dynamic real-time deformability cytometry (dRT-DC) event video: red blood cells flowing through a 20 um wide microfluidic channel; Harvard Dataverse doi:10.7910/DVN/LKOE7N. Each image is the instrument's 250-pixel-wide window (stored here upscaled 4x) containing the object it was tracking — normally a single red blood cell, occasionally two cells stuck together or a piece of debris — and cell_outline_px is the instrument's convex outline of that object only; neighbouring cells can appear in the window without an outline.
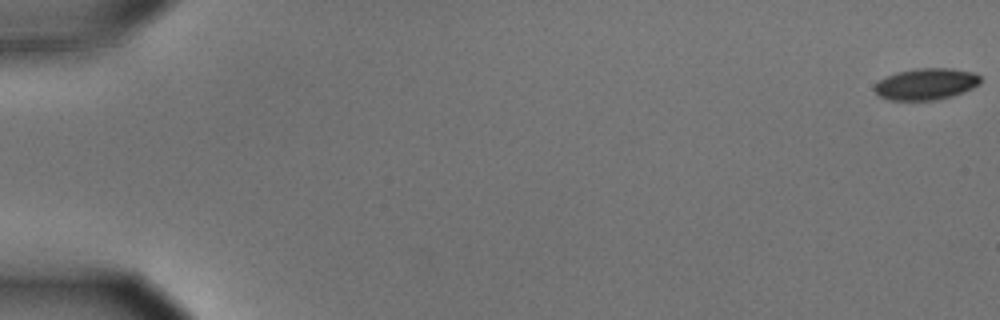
{"species": "common noctule bat (a hibernating species)", "species_latin": "Nyctalus noctula", "temperature_condition": "cold", "stored_images_in_passage": 11, "camera_frame_rate_fps": 3000, "um_per_image_px": 0.085, "animal": {"sex": "male", "body_mass_g": 15.6}, "frame": {"image": 1, "passage_image": 1, "time_ms": 0.0, "image_size_px": [1000, 320], "cell_outline_px": [[980, 84], [964, 92], [952, 96], [932, 100], [888, 100], [880, 96], [872, 88], [884, 76], [896, 72], [916, 68], [952, 68], [972, 72], [980, 76]], "centroid_in_image_um": [78.7, 7.13], "position_along_channel_um": 6.3, "area_um2": 19.54}}